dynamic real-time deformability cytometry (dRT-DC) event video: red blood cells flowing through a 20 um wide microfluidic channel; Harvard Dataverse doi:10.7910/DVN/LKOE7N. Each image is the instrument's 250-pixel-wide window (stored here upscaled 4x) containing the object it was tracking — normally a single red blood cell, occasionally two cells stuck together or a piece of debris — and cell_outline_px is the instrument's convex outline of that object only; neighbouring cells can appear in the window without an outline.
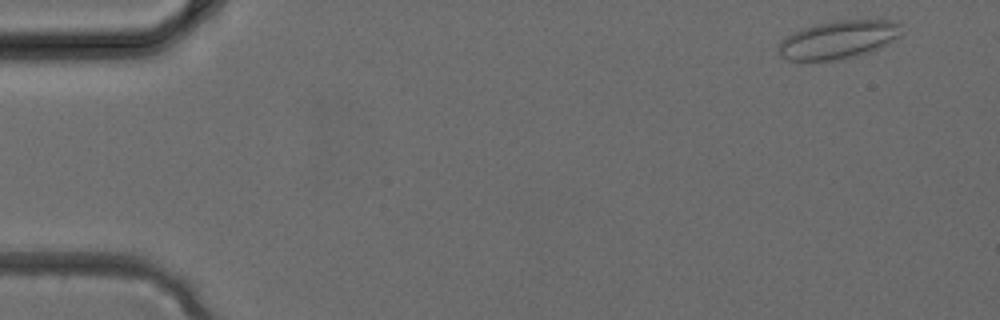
{"species": "common noctule bat (a hibernating species)", "species_latin": "Nyctalus noctula", "temperature_condition": "cold", "stored_images_in_passage": 3, "camera_frame_rate_fps": 3000, "um_per_image_px": 0.085, "animal": {"sex": "female", "body_mass_g": 24.6, "forearm_length_mm": 56.2}, "frame": {"image": 1, "passage_image": 3, "time_ms": 0.667, "image_size_px": [1000, 320], "cell_outline_px": [[900, 36], [888, 44], [880, 48], [856, 56], [836, 60], [788, 60], [780, 56], [776, 52], [776, 48], [780, 40], [792, 32], [800, 28], [816, 24], [836, 20], [892, 20], [900, 24]], "centroid_in_image_um": [71.21, 3.37], "position_along_channel_um": 13.8, "area_um2": 27.57}}